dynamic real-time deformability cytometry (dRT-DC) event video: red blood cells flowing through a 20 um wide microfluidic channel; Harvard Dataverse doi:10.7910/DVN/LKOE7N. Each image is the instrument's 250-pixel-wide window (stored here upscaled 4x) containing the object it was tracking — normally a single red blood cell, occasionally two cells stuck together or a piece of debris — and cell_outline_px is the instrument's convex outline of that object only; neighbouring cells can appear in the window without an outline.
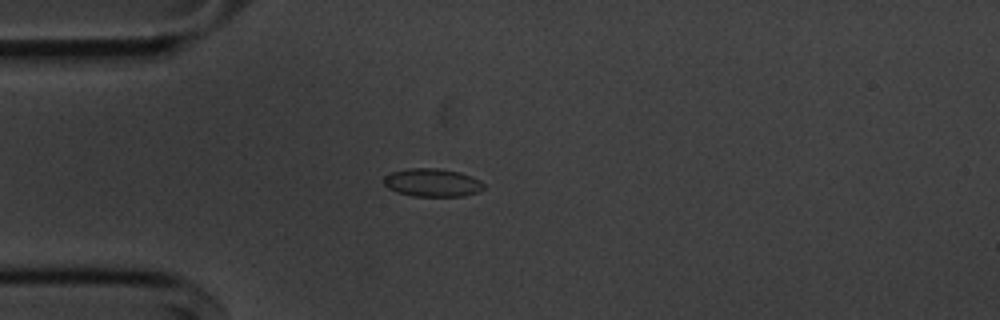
{"species": "common noctule bat (a hibernating species)", "species_latin": "Nyctalus noctula", "temperature_condition": "cold", "stored_images_in_passage": 54, "camera_frame_rate_fps": 3000, "um_per_image_px": 0.085, "animal": {"sex": "male", "body_mass_g": 20.1, "forearm_length_mm": 53.5}, "frame": {"image": 1, "passage_image": 14, "time_ms": 4.333, "image_size_px": [1000, 320], "cell_outline_px": [[484, 188], [476, 192], [464, 196], [412, 196], [396, 192], [388, 188], [384, 184], [384, 176], [392, 172], [408, 168], [436, 168], [460, 172], [472, 176], [480, 180], [484, 184]], "centroid_in_image_um": [36.74, 15.52], "position_along_channel_um": 48.3, "area_um2": 16.42}}
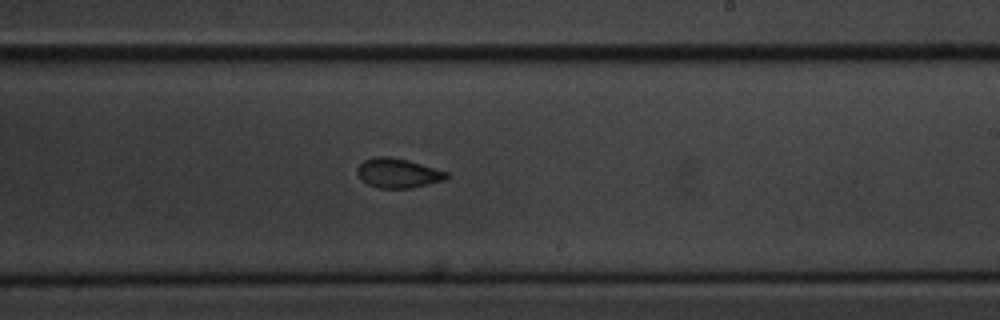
{"frame": {"image": 2, "passage_image": 32, "time_ms": 10.333, "image_size_px": [1000, 320], "cell_outline_px": [[448, 176], [444, 180], [412, 188], [376, 188], [368, 184], [356, 172], [356, 168], [364, 160], [372, 156], [388, 156], [408, 160], [448, 172]], "centroid_in_image_um": [33.81, 14.7], "position_along_channel_um": 255.2, "area_um2": 15.32}}
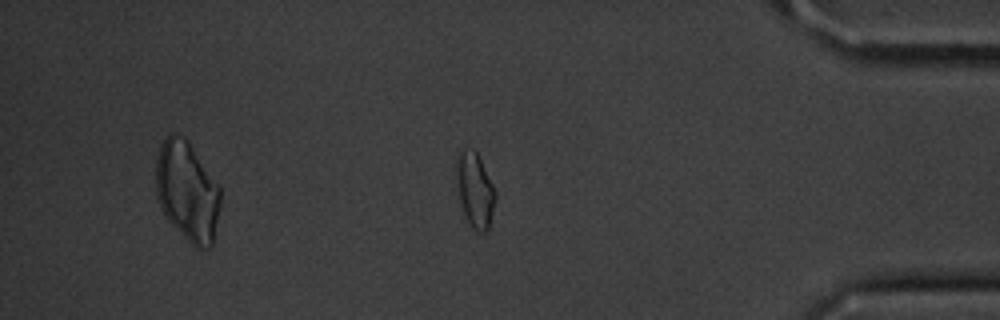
{"frame": {"image": 3, "passage_image": 46, "time_ms": 15.0, "image_size_px": [1000, 320], "cell_outline_px": [[496, 196], [488, 228], [484, 232], [476, 232], [472, 228], [464, 216], [460, 200], [456, 176], [456, 164], [460, 152], [464, 148], [472, 148], [476, 152], [496, 192]], "centroid_in_image_um": [40.36, 16.17], "position_along_channel_um": 394.8, "area_um2": 16.59}, "authors_computed_cell_mechanics": {"area_um2": 16.184, "velocity_mm_per_s": 3.6326, "shape_relaxation_time_tau1_ms": 3.5398, "shape_relaxation_time_tau2_ms": 1.2567, "deformation_change_tau1": 0.0714, "deformation_change_tau2": 0.0557}}